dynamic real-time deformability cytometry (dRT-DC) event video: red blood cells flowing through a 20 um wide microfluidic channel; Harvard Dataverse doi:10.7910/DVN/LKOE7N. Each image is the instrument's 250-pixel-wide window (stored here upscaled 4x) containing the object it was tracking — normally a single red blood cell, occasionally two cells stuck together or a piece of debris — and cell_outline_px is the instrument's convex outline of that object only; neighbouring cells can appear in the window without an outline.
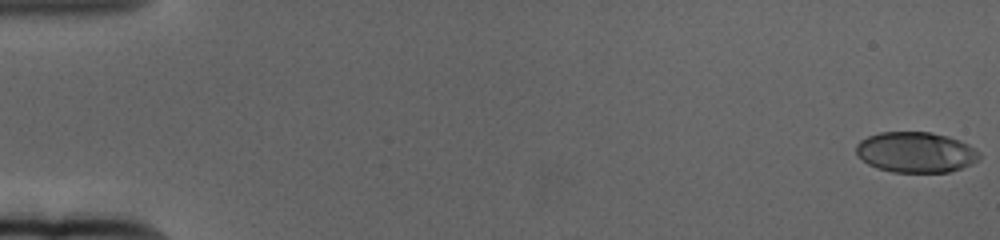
{"species": "human", "species_latin": "Homo sapiens", "temperature_condition": "cold", "stored_images_in_passage": 62, "camera_frame_rate_fps": 3000, "um_per_image_px": 0.085, "donor": {"sex": "female"}, "frame": {"image": 1, "passage_image": 1, "time_ms": 0.0, "image_size_px": [1000, 240], "cell_outline_px": [[980, 156], [972, 164], [948, 172], [892, 172], [876, 168], [868, 164], [856, 152], [856, 144], [860, 140], [868, 136], [880, 132], [932, 132], [948, 136], [960, 140], [976, 148], [980, 152]], "centroid_in_image_um": [77.85, 12.93], "position_along_channel_um": 7.1, "area_um2": 29.19}}
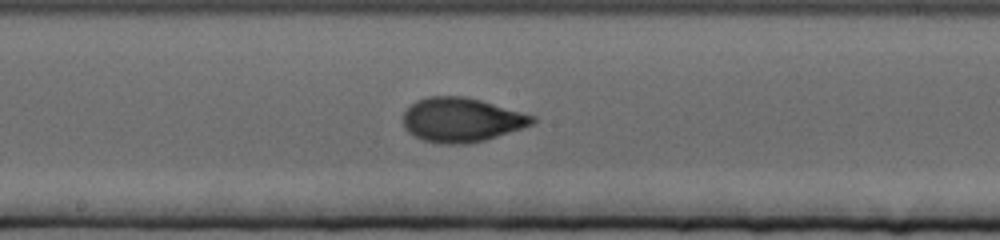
{"frame": {"image": 2, "passage_image": 34, "time_ms": 11.0, "image_size_px": [1000, 240], "cell_outline_px": [[536, 120], [532, 124], [472, 144], [440, 144], [420, 140], [408, 132], [404, 128], [404, 112], [416, 100], [428, 96], [464, 96], [480, 100], [536, 116]], "centroid_in_image_um": [39.19, 10.19], "position_along_channel_um": 209.0, "area_um2": 33.29}}
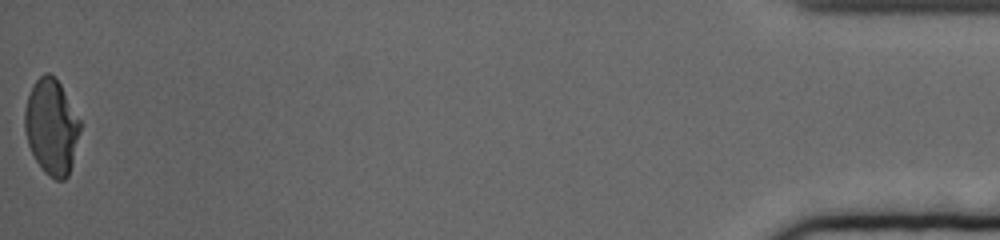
{"frame": {"image": 3, "passage_image": 62, "time_ms": 20.333, "image_size_px": [1000, 240], "cell_outline_px": [[80, 128], [72, 164], [68, 176], [64, 180], [56, 180], [44, 172], [36, 160], [28, 144], [24, 128], [24, 108], [32, 84], [44, 72], [48, 72], [60, 84], [80, 120]], "centroid_in_image_um": [4.36, 10.78], "position_along_channel_um": 430.8, "area_um2": 30.58}, "authors_computed_cell_mechanics": {"area_um2": 31.3854, "velocity_mm_per_s": 3.3388, "shape_relaxation_time_tau1_ms": 4.452, "shape_relaxation_time_tau2_ms": 0.9928, "deformation_change_tau1": 0.2009, "deformation_change_tau2": 0.059}}